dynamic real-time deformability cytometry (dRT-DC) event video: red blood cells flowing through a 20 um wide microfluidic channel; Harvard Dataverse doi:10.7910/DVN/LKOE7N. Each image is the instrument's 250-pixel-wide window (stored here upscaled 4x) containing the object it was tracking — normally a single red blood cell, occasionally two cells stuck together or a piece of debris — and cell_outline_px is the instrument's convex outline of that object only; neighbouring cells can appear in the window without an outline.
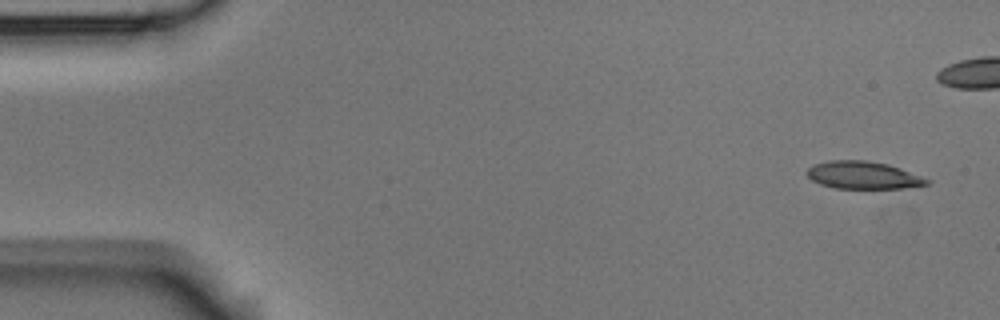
{"species": "Egyptian fruit bat (a non-hibernating species)", "species_latin": "Rousettus aegyptiacus", "temperature_condition": "room temperature", "stored_images_in_passage": 5, "camera_frame_rate_fps": 3000, "um_per_image_px": 0.085, "animal": {"sex": "male"}, "frame": {"image": 1, "passage_image": 1, "time_ms": 0.0, "image_size_px": [1000, 320], "cell_outline_px": [[932, 180], [928, 184], [904, 188], [832, 188], [820, 184], [812, 180], [804, 172], [812, 164], [828, 160], [864, 160], [888, 164], [900, 168]], "centroid_in_image_um": [73.33, 14.88], "position_along_channel_um": 11.7, "area_um2": 19.36}}